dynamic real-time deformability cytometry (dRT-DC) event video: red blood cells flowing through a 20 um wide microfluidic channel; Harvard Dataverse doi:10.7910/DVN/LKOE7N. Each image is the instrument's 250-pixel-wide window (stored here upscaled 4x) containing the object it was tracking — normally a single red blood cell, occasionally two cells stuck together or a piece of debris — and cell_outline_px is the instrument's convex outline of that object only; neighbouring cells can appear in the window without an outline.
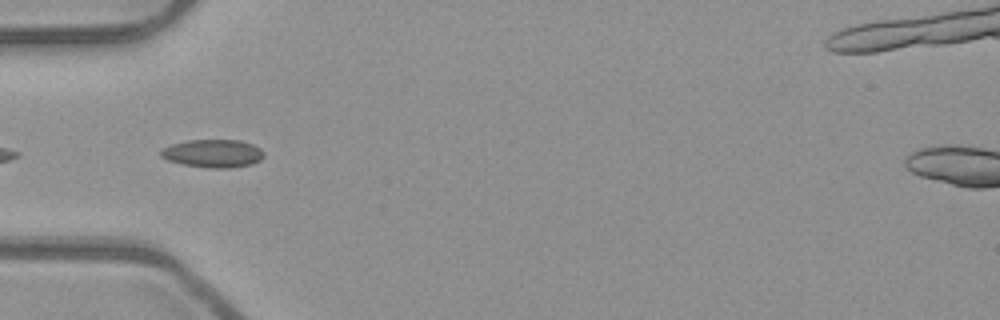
{"species": "common noctule bat (a hibernating species)", "species_latin": "Nyctalus noctula", "temperature_condition": "room temperature", "stored_images_in_passage": 22, "camera_frame_rate_fps": 3000, "um_per_image_px": 0.085, "animal": {"sex": "male", "body_mass_g": 23.1, "forearm_length_mm": 52.7}, "frame": {"image": 1, "passage_image": 1, "time_ms": 0.0, "image_size_px": [1000, 320], "cell_outline_px": [[264, 156], [260, 160], [252, 164], [228, 168], [208, 168], [184, 164], [168, 160], [160, 156], [160, 152], [164, 148], [172, 144], [188, 140], [240, 140], [252, 144], [260, 148], [264, 152]], "centroid_in_image_um": [18.13, 13.04], "position_along_channel_um": 66.9, "area_um2": 16.76}}
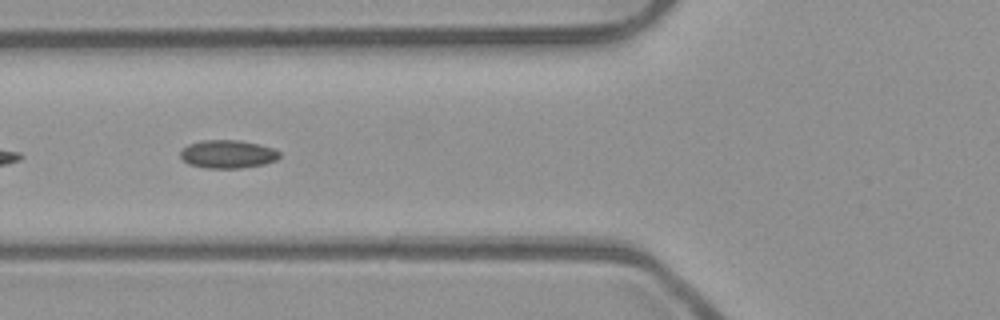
{"frame": {"image": 2, "passage_image": 4, "time_ms": 1.0, "image_size_px": [1000, 320], "cell_outline_px": [[280, 156], [276, 160], [264, 164], [240, 168], [204, 168], [188, 164], [180, 156], [180, 152], [188, 144], [200, 140], [240, 140], [260, 144], [272, 148], [280, 152]], "centroid_in_image_um": [19.35, 13.1], "position_along_channel_um": 106.4, "area_um2": 16.36}}
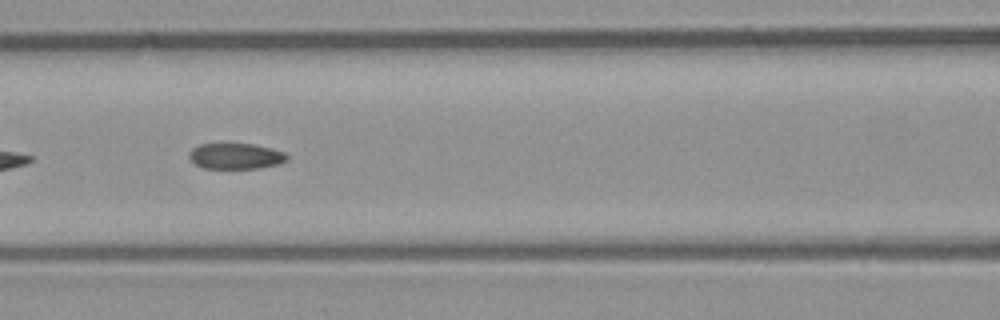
{"frame": {"image": 3, "passage_image": 7, "time_ms": 2.0, "image_size_px": [1000, 320], "cell_outline_px": [[288, 160], [280, 164], [260, 168], [204, 168], [196, 164], [188, 156], [188, 152], [192, 148], [200, 144], [252, 144], [272, 148], [284, 152], [288, 156]], "centroid_in_image_um": [20.06, 13.27], "position_along_channel_um": 146.5, "area_um2": 14.74}}